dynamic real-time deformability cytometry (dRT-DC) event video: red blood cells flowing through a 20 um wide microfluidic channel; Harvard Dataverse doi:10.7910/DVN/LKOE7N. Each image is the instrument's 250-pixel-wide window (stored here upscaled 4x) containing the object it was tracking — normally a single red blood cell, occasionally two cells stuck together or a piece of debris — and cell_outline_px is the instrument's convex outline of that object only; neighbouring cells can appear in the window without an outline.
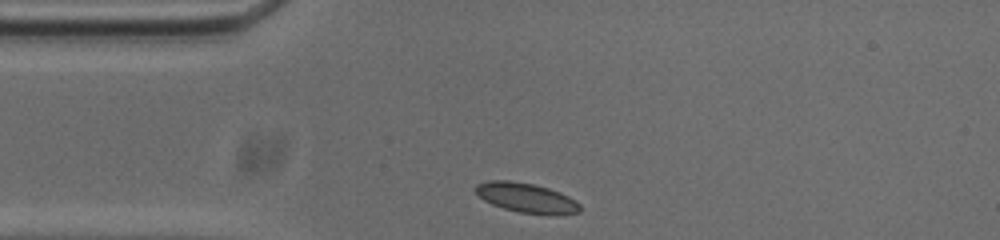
{"species": "common noctule bat (a hibernating species)", "species_latin": "Nyctalus noctula", "temperature_condition": "cold", "stored_images_in_passage": 31, "camera_frame_rate_fps": 3000, "um_per_image_px": 0.085, "animal": {"sex": "male", "body_mass_g": 20.0, "forearm_length_mm": 53.3}, "frame": {"image": 1, "passage_image": 1, "time_ms": 0.0, "image_size_px": [1000, 240], "cell_outline_px": [[580, 212], [556, 216], [520, 212], [504, 208], [492, 204], [484, 200], [472, 188], [476, 184], [488, 180], [508, 180], [532, 184], [548, 188], [560, 192], [576, 200], [580, 204]], "centroid_in_image_um": [44.76, 16.82], "position_along_channel_um": 40.2, "area_um2": 18.21}}
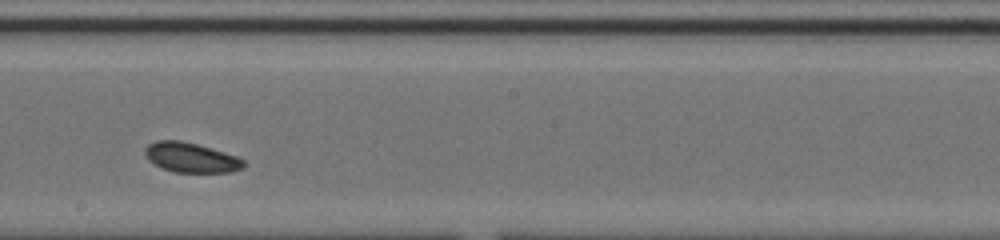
{"frame": {"image": 2, "passage_image": 18, "time_ms": 5.667, "image_size_px": [1000, 240], "cell_outline_px": [[244, 168], [232, 172], [176, 172], [160, 168], [148, 160], [144, 152], [144, 148], [148, 144], [156, 140], [180, 140], [196, 144], [224, 152], [236, 156], [244, 160]], "centroid_in_image_um": [16.2, 13.39], "position_along_channel_um": 232.0, "area_um2": 17.17}}
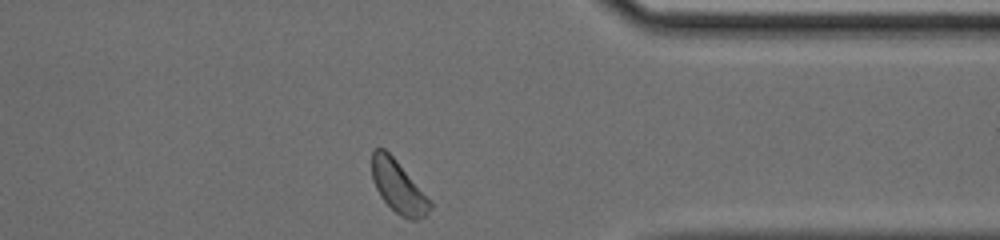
{"frame": {"image": 3, "passage_image": 31, "time_ms": 10.0, "image_size_px": [1000, 240], "cell_outline_px": [[432, 208], [424, 216], [416, 220], [412, 220], [400, 216], [380, 196], [372, 180], [372, 152], [376, 148], [384, 148], [396, 160], [432, 200]], "centroid_in_image_um": [33.88, 15.88], "position_along_channel_um": 377.5, "area_um2": 17.69}}